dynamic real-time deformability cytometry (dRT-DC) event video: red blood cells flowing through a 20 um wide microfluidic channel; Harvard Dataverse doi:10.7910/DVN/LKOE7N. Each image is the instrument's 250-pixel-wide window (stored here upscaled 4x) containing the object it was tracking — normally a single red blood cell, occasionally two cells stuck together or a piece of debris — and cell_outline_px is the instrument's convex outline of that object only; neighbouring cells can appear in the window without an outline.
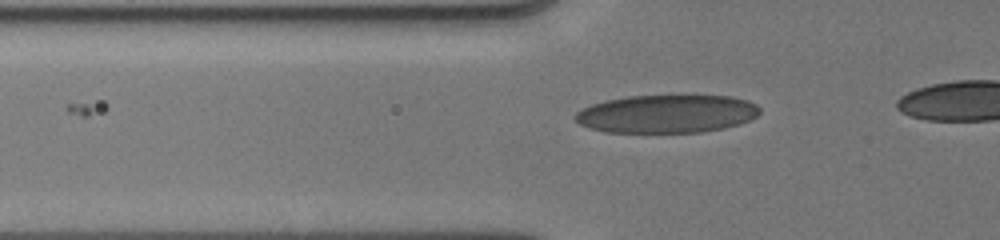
{"species": "human", "species_latin": "Homo sapiens", "temperature_condition": "cold", "stored_images_in_passage": 9, "segment_of_instrument_passage": [1, 2], "camera_frame_rate_fps": 3000, "um_per_image_px": 0.085, "donor": {"sex": "male"}, "frame": {"image": 1, "passage_image": 3, "time_ms": 0.667, "image_size_px": [1000, 240], "cell_outline_px": [[760, 112], [756, 116], [740, 124], [724, 128], [700, 132], [604, 132], [588, 128], [580, 124], [572, 116], [576, 112], [592, 104], [608, 100], [628, 96], [684, 92], [732, 96], [748, 100], [756, 104], [760, 108]], "centroid_in_image_um": [56.72, 9.62], "position_along_channel_um": 69.1, "area_um2": 42.43}}
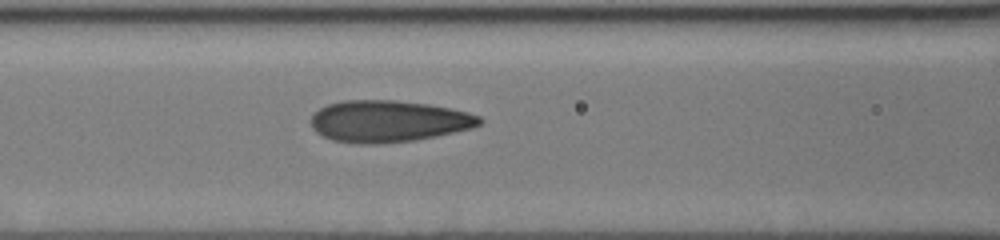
{"frame": {"image": 2, "passage_image": 8, "time_ms": 2.333, "image_size_px": [1000, 240], "cell_outline_px": [[484, 120], [480, 124], [472, 128], [436, 136], [416, 140], [380, 144], [356, 144], [332, 140], [316, 132], [312, 128], [312, 116], [320, 108], [328, 104], [340, 100], [396, 100], [428, 104], [468, 112], [480, 116]], "centroid_in_image_um": [33.01, 10.31], "position_along_channel_um": 133.6, "area_um2": 41.1}}